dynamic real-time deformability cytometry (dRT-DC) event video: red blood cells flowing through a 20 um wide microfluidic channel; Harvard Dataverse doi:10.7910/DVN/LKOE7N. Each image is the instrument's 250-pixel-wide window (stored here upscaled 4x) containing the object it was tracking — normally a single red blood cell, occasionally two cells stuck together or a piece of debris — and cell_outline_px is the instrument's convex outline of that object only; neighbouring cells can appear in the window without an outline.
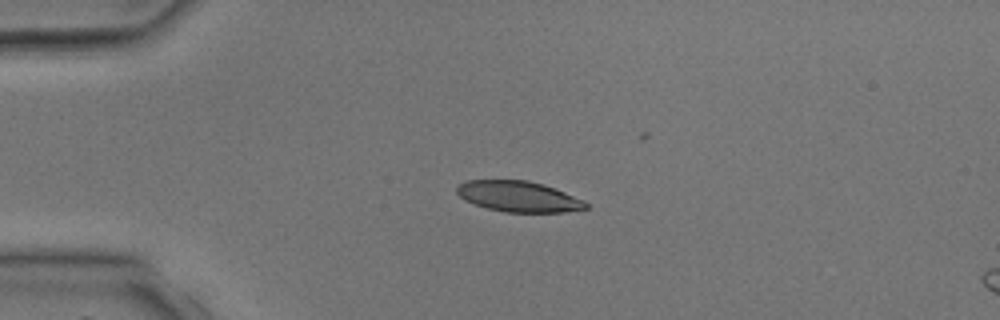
{"species": "common noctule bat (a hibernating species)", "species_latin": "Nyctalus noctula", "temperature_condition": "room temperature", "stored_images_in_passage": 3, "camera_frame_rate_fps": 3000, "um_per_image_px": 0.085, "animal": {"sex": "male", "body_mass_g": 17.9, "forearm_length_mm": 54.2}, "frame": {"image": 1, "passage_image": 2, "time_ms": 1.0, "image_size_px": [1000, 320], "cell_outline_px": [[588, 208], [564, 212], [504, 212], [488, 208], [464, 200], [456, 192], [456, 188], [464, 180], [528, 180], [544, 184], [584, 200], [588, 204]], "centroid_in_image_um": [44.07, 16.69], "position_along_channel_um": 40.9, "area_um2": 23.06}}